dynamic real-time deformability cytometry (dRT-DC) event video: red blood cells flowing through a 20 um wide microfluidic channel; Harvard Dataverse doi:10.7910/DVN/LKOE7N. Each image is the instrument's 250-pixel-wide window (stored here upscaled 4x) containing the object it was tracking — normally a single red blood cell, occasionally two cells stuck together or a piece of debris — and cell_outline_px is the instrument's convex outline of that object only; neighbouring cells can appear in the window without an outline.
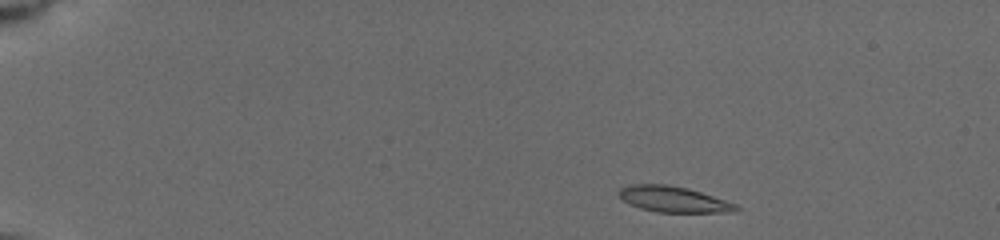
{"species": "common noctule bat (a hibernating species)", "species_latin": "Nyctalus noctula", "temperature_condition": "cold", "stored_images_in_passage": 41, "camera_frame_rate_fps": 3000, "um_per_image_px": 0.085, "animal": {"sex": "female", "body_mass_g": 19.5, "forearm_length_mm": 54.1}, "frame": {"image": 1, "passage_image": 2, "time_ms": 0.333, "image_size_px": [1000, 240], "cell_outline_px": [[740, 208], [736, 212], [656, 212], [640, 208], [624, 200], [616, 192], [620, 188], [628, 184], [668, 184], [688, 188], [736, 204]], "centroid_in_image_um": [57.22, 16.93], "position_along_channel_um": 27.8, "area_um2": 17.57}}
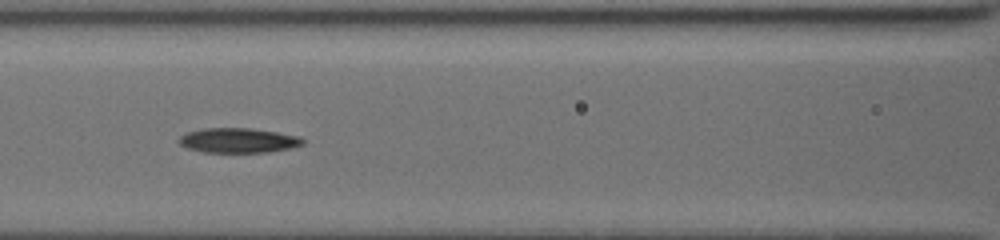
{"frame": {"image": 2, "passage_image": 27, "time_ms": 6.0, "image_size_px": [1000, 240], "cell_outline_px": [[304, 144], [292, 148], [268, 152], [204, 152], [188, 148], [180, 144], [176, 140], [180, 136], [188, 132], [204, 128], [252, 128], [300, 136], [304, 140]], "centroid_in_image_um": [20.27, 11.93], "position_along_channel_um": 146.3, "area_um2": 17.92}}
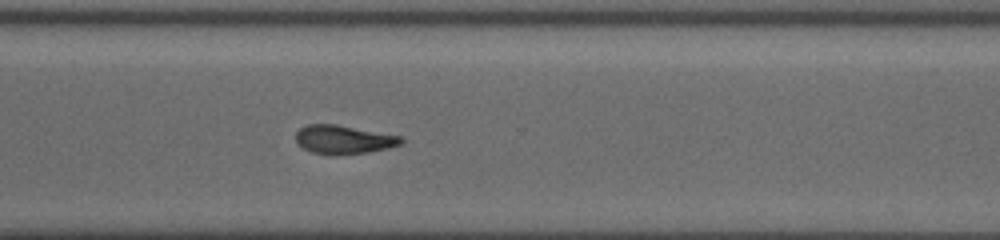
{"frame": {"image": 3, "passage_image": 41, "time_ms": 11.0, "image_size_px": [1000, 240], "cell_outline_px": [[404, 140], [400, 144], [388, 148], [368, 152], [332, 156], [312, 152], [304, 148], [296, 140], [296, 132], [300, 128], [308, 124], [336, 124], [400, 136]], "centroid_in_image_um": [29.19, 11.87], "position_along_channel_um": 341.4, "area_um2": 17.51}}